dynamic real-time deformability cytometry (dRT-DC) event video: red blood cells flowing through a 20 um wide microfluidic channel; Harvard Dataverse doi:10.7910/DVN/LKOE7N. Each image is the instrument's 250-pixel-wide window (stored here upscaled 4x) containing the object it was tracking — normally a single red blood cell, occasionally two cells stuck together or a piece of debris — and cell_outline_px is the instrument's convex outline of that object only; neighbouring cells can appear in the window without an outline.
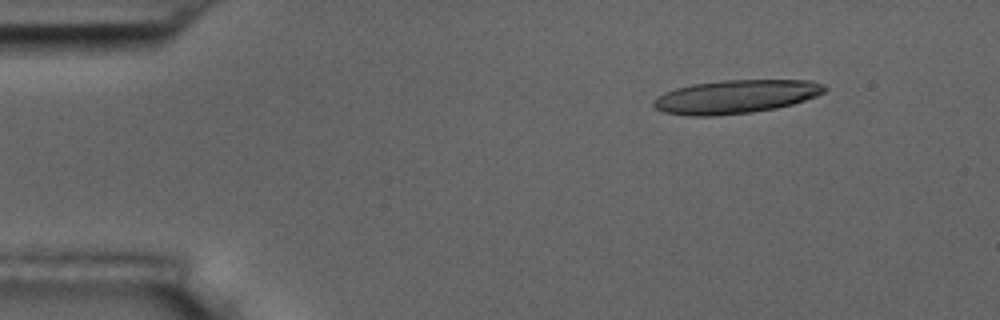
{"species": "common noctule bat (a hibernating species)", "species_latin": "Nyctalus noctula", "temperature_condition": "room temperature", "stored_images_in_passage": 8, "camera_frame_rate_fps": 3000, "um_per_image_px": 0.085, "animal": {"sex": "male", "body_mass_g": 17.5, "forearm_length_mm": 52.3}, "frame": {"image": 1, "passage_image": 3, "time_ms": 2.0, "image_size_px": [1000, 320], "cell_outline_px": [[828, 88], [824, 92], [816, 96], [792, 104], [776, 108], [752, 112], [716, 116], [688, 116], [664, 112], [656, 108], [652, 104], [652, 100], [656, 96], [664, 92], [676, 88], [692, 84], [720, 80], [812, 80], [824, 84]], "centroid_in_image_um": [62.52, 8.21], "position_along_channel_um": 22.5, "area_um2": 33.64}}